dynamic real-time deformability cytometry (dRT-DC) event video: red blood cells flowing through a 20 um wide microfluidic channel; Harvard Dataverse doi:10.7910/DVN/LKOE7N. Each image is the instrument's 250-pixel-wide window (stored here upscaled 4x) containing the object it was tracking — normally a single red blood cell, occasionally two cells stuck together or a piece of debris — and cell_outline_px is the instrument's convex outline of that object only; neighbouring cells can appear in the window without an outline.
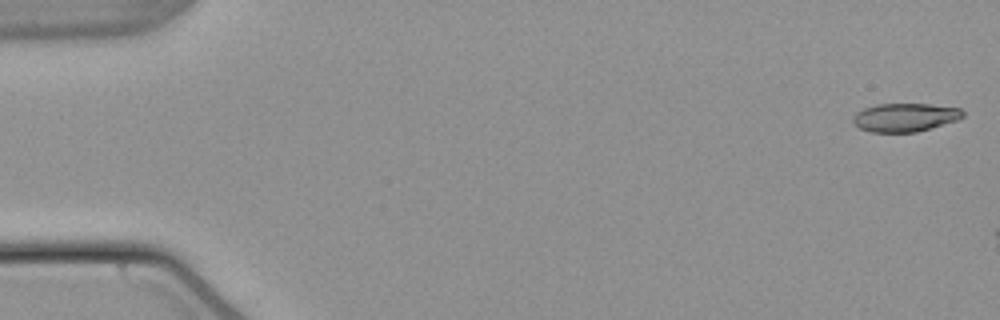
{"species": "common noctule bat (a hibernating species)", "species_latin": "Nyctalus noctula", "temperature_condition": "warm", "stored_images_in_passage": 9, "camera_frame_rate_fps": 3000, "um_per_image_px": 0.085, "animal": {"sex": "male", "body_mass_g": 21.5, "forearm_length_mm": 52.0}, "frame": {"image": 1, "passage_image": 1, "time_ms": 0.0, "image_size_px": [1000, 320], "cell_outline_px": [[964, 116], [956, 120], [916, 132], [872, 132], [860, 128], [852, 124], [852, 116], [856, 112], [864, 108], [876, 104], [928, 104], [960, 108], [964, 112]], "centroid_in_image_um": [76.87, 9.97], "position_along_channel_um": 8.1, "area_um2": 18.15}}